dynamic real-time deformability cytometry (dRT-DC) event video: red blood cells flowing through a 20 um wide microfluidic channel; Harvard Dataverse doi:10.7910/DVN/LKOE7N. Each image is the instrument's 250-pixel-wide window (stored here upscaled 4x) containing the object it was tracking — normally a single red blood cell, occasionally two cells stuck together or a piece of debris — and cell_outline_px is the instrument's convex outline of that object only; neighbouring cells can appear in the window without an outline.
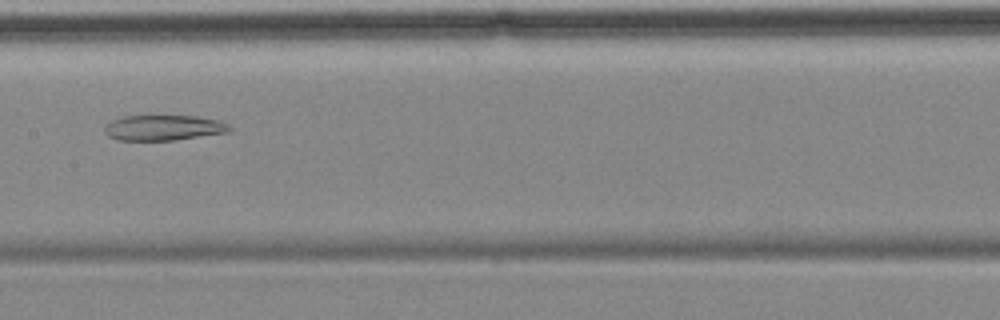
{"species": "common noctule bat (a hibernating species)", "species_latin": "Nyctalus noctula", "temperature_condition": "cold", "stored_images_in_passage": 10, "camera_frame_rate_fps": 3000, "um_per_image_px": 0.085, "animal": {"sex": "female", "body_mass_g": 18.4}, "frame": {"image": 1, "passage_image": 7, "time_ms": 7.667, "image_size_px": [1000, 320], "cell_outline_px": [[232, 128], [228, 132], [176, 140], [116, 140], [108, 136], [104, 132], [104, 124], [112, 120], [124, 116], [196, 116], [220, 120], [228, 124]], "centroid_in_image_um": [13.88, 10.86], "position_along_channel_um": 193.5, "area_um2": 18.61}}